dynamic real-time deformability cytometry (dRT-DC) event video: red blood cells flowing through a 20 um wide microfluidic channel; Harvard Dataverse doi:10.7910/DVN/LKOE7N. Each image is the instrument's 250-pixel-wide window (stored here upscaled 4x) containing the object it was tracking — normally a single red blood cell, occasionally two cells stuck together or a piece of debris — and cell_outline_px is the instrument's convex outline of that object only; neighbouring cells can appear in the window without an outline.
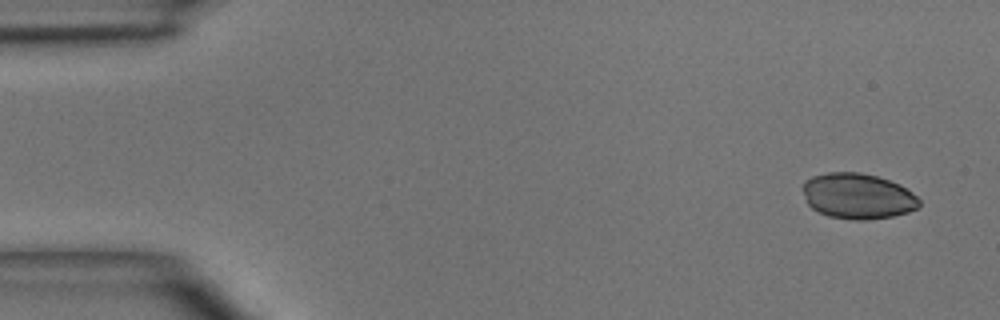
{"species": "common noctule bat (a hibernating species)", "species_latin": "Nyctalus noctula", "temperature_condition": "room temperature", "stored_images_in_passage": 4, "camera_frame_rate_fps": 3000, "um_per_image_px": 0.085, "animal": {"sex": "male", "body_mass_g": 15.6}, "frame": {"image": 1, "passage_image": 1, "time_ms": 0.0, "image_size_px": [1000, 320], "cell_outline_px": [[920, 204], [916, 208], [908, 212], [892, 216], [868, 220], [852, 220], [828, 216], [812, 208], [808, 204], [804, 192], [804, 180], [812, 176], [828, 172], [860, 172], [876, 176], [900, 184], [912, 192], [920, 200]], "centroid_in_image_um": [72.92, 16.67], "position_along_channel_um": 12.1, "area_um2": 30.92}}
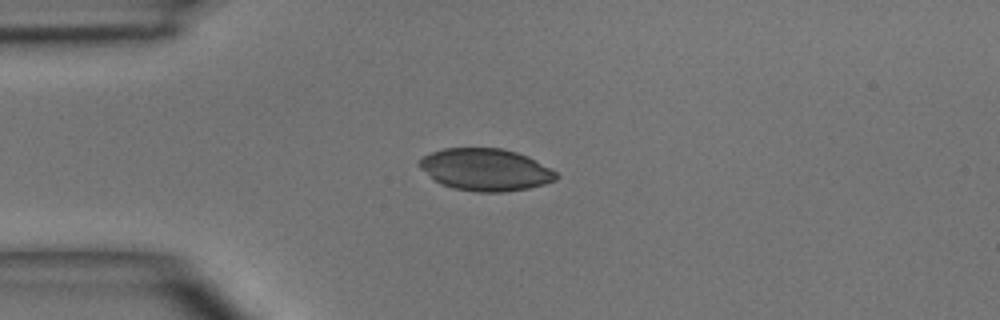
{"frame": {"image": 2, "passage_image": 3, "time_ms": 3.0, "image_size_px": [1000, 320], "cell_outline_px": [[560, 176], [556, 180], [544, 184], [528, 188], [504, 192], [476, 192], [452, 188], [440, 184], [420, 168], [416, 164], [424, 156], [432, 152], [444, 148], [500, 148], [516, 152], [528, 156], [556, 172]], "centroid_in_image_um": [41.26, 14.42], "position_along_channel_um": 43.7, "area_um2": 33.58}}